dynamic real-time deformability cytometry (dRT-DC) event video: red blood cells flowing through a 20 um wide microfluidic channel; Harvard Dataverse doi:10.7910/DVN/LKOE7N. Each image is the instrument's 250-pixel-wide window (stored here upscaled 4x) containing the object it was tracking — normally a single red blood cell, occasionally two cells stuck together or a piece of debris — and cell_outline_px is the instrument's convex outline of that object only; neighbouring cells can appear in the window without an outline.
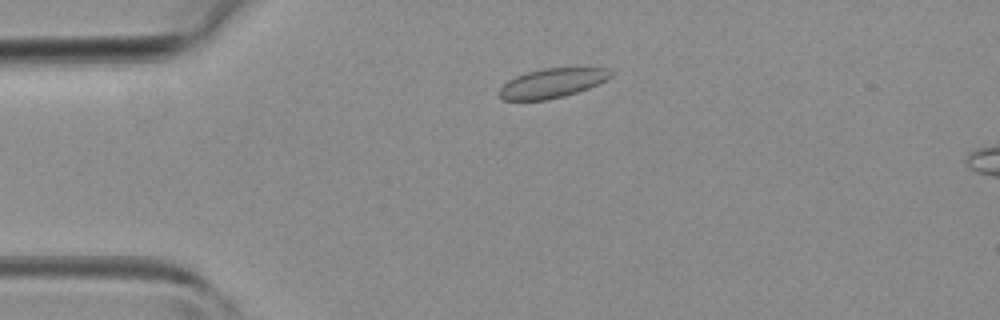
{"species": "common noctule bat (a hibernating species)", "species_latin": "Nyctalus noctula", "temperature_condition": "room temperature", "stored_images_in_passage": 40, "camera_frame_rate_fps": 3000, "um_per_image_px": 0.085, "animal": {"sex": "female", "body_mass_g": 19.3, "forearm_length_mm": 54.1}, "frame": {"image": 1, "passage_image": 7, "time_ms": 2.0, "image_size_px": [1000, 320], "cell_outline_px": [[612, 76], [608, 80], [588, 88], [564, 96], [548, 100], [504, 100], [500, 96], [500, 88], [508, 80], [516, 76], [528, 72], [544, 68], [608, 68], [612, 72]], "centroid_in_image_um": [46.96, 7.06], "position_along_channel_um": 38.0, "area_um2": 18.96}}
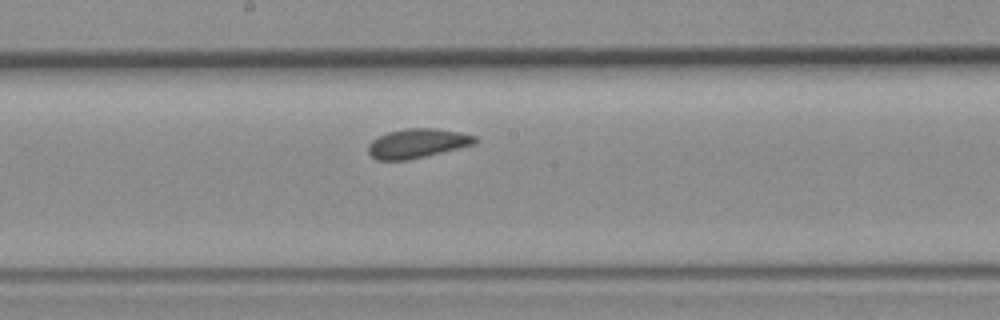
{"frame": {"image": 2, "passage_image": 20, "time_ms": 6.333, "image_size_px": [1000, 320], "cell_outline_px": [[480, 140], [476, 144], [408, 160], [376, 160], [368, 152], [368, 144], [376, 136], [388, 132], [404, 128], [436, 128], [476, 136]], "centroid_in_image_um": [35.46, 12.18], "position_along_channel_um": 212.7, "area_um2": 18.32}}
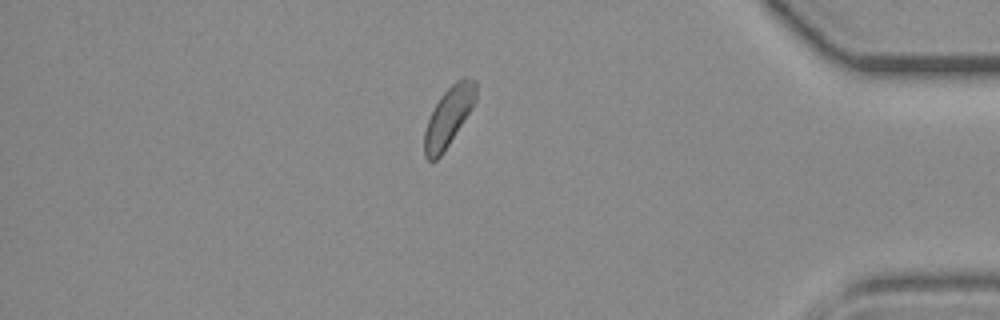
{"frame": {"image": 3, "passage_image": 34, "time_ms": 11.0, "image_size_px": [1000, 320], "cell_outline_px": [[476, 100], [472, 108], [440, 156], [436, 160], [428, 160], [424, 156], [424, 132], [428, 120], [440, 96], [456, 80], [464, 76], [476, 80]], "centroid_in_image_um": [38.14, 9.88], "position_along_channel_um": 397.1, "area_um2": 17.46}}